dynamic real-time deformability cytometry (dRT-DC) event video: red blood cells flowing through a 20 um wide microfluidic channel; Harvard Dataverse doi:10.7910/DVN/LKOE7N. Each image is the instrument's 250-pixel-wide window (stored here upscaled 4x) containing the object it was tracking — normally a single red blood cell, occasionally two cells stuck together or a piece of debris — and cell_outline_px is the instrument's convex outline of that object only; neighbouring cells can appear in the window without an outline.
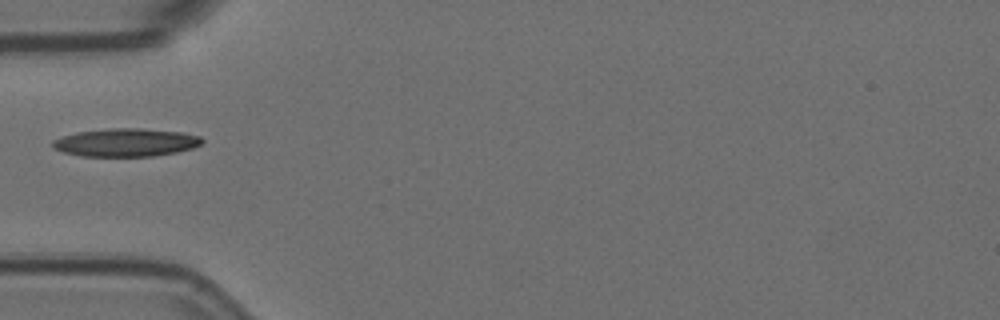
{"species": "Egyptian fruit bat (a non-hibernating species)", "species_latin": "Rousettus aegyptiacus", "temperature_condition": "room temperature", "stored_images_in_passage": 39, "camera_frame_rate_fps": 3000, "um_per_image_px": 0.085, "animal": {"sex": "female"}, "frame": {"image": 1, "passage_image": 1, "time_ms": 0.0, "image_size_px": [1000, 320], "cell_outline_px": [[204, 140], [200, 144], [192, 148], [176, 152], [152, 156], [80, 156], [64, 152], [52, 148], [52, 140], [76, 132], [108, 128], [140, 128], [184, 132], [200, 136]], "centroid_in_image_um": [10.69, 12.1], "position_along_channel_um": 74.3, "area_um2": 24.51}}
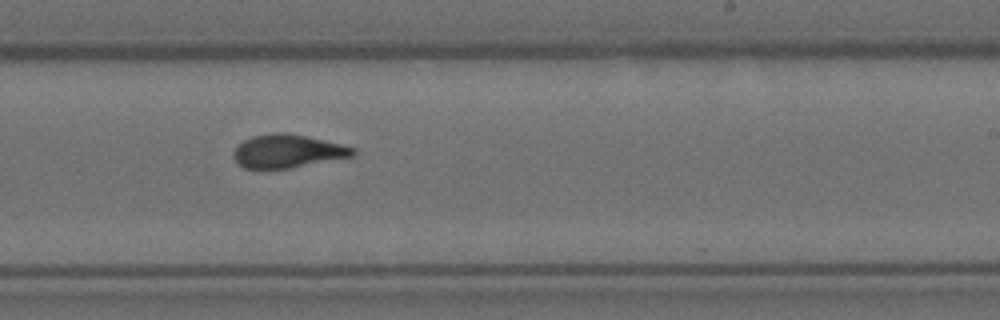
{"frame": {"image": 2, "passage_image": 17, "time_ms": 5.333, "image_size_px": [1000, 320], "cell_outline_px": [[356, 152], [352, 156], [292, 168], [244, 168], [232, 156], [232, 152], [236, 144], [252, 136], [276, 132], [284, 132], [304, 136], [340, 144], [356, 148]], "centroid_in_image_um": [24.4, 12.85], "position_along_channel_um": 264.6, "area_um2": 23.0}}
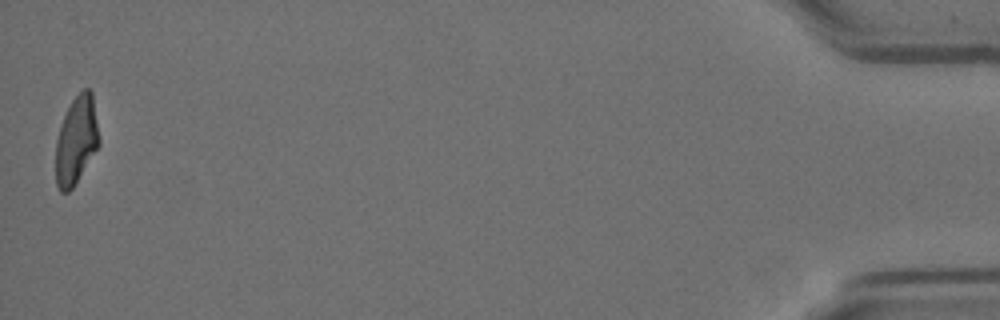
{"frame": {"image": 3, "passage_image": 39, "time_ms": 12.667, "image_size_px": [1000, 320], "cell_outline_px": [[100, 144], [72, 188], [68, 192], [60, 192], [56, 184], [56, 140], [64, 116], [72, 100], [84, 88], [88, 88], [92, 92], [100, 140]], "centroid_in_image_um": [6.49, 11.93], "position_along_channel_um": 428.7, "area_um2": 21.96}}